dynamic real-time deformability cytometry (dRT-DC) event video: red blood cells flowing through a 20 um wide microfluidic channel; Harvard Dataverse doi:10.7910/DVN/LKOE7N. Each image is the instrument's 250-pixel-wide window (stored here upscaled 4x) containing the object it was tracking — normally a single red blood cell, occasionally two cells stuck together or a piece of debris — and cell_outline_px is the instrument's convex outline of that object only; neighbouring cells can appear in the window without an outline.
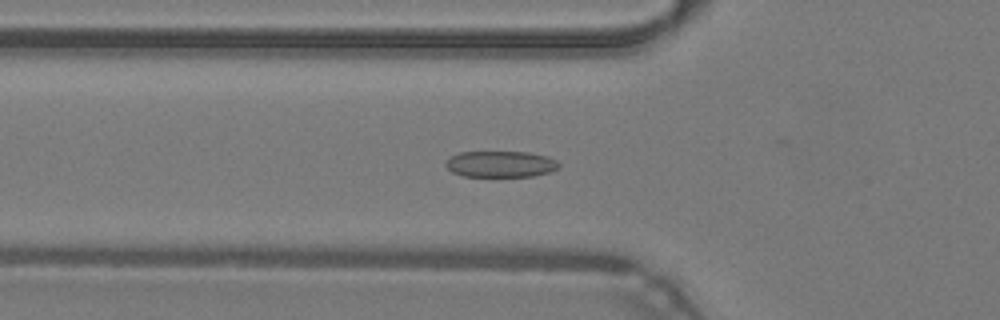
{"species": "common noctule bat (a hibernating species)", "species_latin": "Nyctalus noctula", "temperature_condition": "warm", "stored_images_in_passage": 47, "camera_frame_rate_fps": 3000, "um_per_image_px": 0.085, "animal": {"sex": "male", "body_mass_g": 19.2, "forearm_length_mm": 51.8}, "frame": {"image": 1, "passage_image": 16, "time_ms": 5.0, "image_size_px": [1000, 320], "cell_outline_px": [[560, 168], [552, 172], [532, 176], [464, 176], [452, 172], [444, 164], [452, 156], [460, 152], [528, 152], [548, 156], [556, 160], [560, 164]], "centroid_in_image_um": [42.61, 13.95], "position_along_channel_um": 83.2, "area_um2": 17.34}}
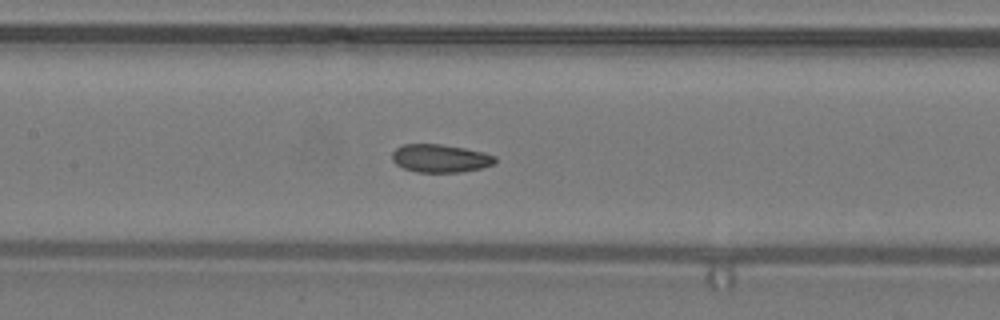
{"frame": {"image": 2, "passage_image": 22, "time_ms": 7.0, "image_size_px": [1000, 320], "cell_outline_px": [[496, 164], [480, 168], [460, 172], [416, 172], [404, 168], [396, 164], [392, 160], [392, 152], [396, 148], [404, 144], [440, 144], [464, 148], [484, 152], [496, 156]], "centroid_in_image_um": [37.43, 13.46], "position_along_channel_um": 170.0, "area_um2": 16.88}}
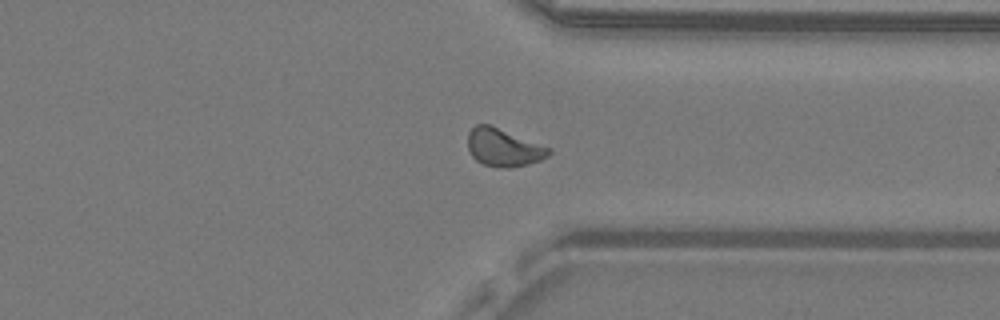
{"frame": {"image": 3, "passage_image": 36, "time_ms": 11.667, "image_size_px": [1000, 320], "cell_outline_px": [[552, 152], [548, 156], [540, 160], [528, 164], [512, 168], [500, 168], [480, 164], [472, 156], [468, 148], [468, 132], [476, 124], [488, 124], [552, 148]], "centroid_in_image_um": [42.8, 12.56], "position_along_channel_um": 368.6, "area_um2": 17.98}, "authors_computed_cell_mechanics": {"area_um2": 17.5134, "velocity_mm_per_s": 4.2825, "shape_relaxation_time_tau1_ms": 4.5967, "shape_relaxation_time_tau2_ms": 1.3142, "deformation_change_tau1": 0.1226, "deformation_change_tau2": 0.0656}}